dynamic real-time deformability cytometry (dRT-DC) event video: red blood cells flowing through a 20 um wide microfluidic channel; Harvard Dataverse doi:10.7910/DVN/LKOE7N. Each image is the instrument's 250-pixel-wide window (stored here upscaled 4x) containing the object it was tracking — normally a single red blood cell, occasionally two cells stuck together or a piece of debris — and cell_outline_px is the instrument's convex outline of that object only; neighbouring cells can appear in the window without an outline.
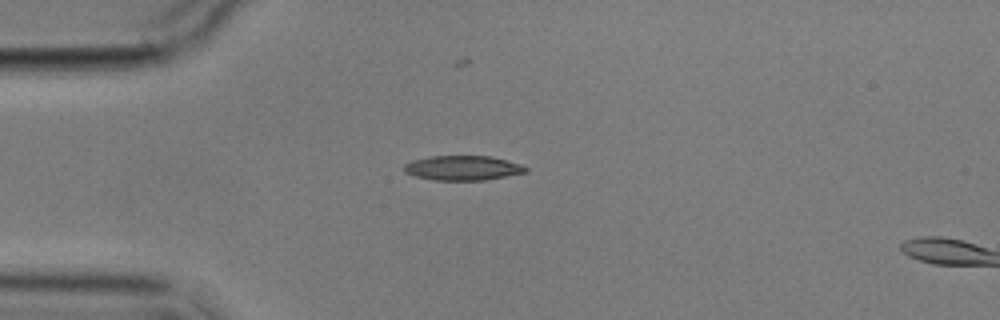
{"species": "common noctule bat (a hibernating species)", "species_latin": "Nyctalus noctula", "temperature_condition": "cold", "stored_images_in_passage": 2, "camera_frame_rate_fps": 3000, "um_per_image_px": 0.085, "animal": {"sex": "male", "body_mass_g": 17.9}, "frame": {"image": 1, "passage_image": 1, "time_ms": 0.0, "image_size_px": [1000, 320], "cell_outline_px": [[528, 172], [484, 180], [436, 180], [416, 176], [404, 172], [404, 164], [412, 160], [428, 156], [492, 156], [508, 160], [520, 164], [528, 168]], "centroid_in_image_um": [39.35, 14.27], "position_along_channel_um": 45.7, "area_um2": 17.51}}